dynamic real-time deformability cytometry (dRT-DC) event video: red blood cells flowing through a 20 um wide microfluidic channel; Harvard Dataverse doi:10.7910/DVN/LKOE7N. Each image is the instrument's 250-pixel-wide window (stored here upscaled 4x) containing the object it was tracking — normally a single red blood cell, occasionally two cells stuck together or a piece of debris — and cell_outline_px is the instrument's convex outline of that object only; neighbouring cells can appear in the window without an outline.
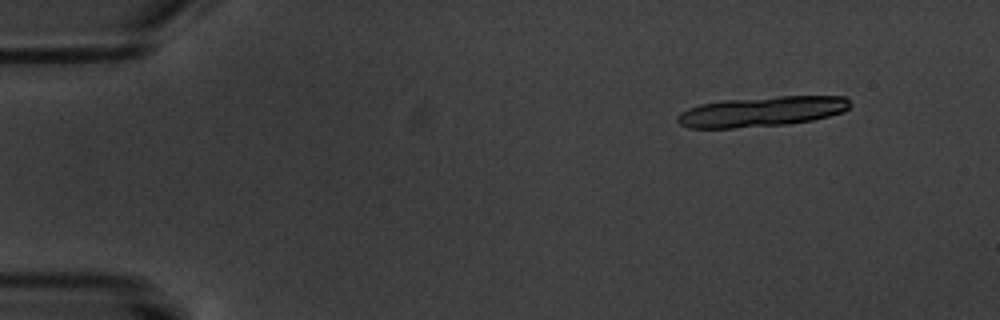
{"species": "common noctule bat (a hibernating species)", "species_latin": "Nyctalus noctula", "temperature_condition": "warm", "stored_images_in_passage": 6, "camera_frame_rate_fps": 3000, "um_per_image_px": 0.085, "animal": {"sex": "male", "body_mass_g": 20.1, "forearm_length_mm": 53.5}, "frame": {"image": 1, "passage_image": 1, "time_ms": 0.0, "image_size_px": [1000, 320], "cell_outline_px": [[852, 104], [844, 112], [812, 120], [788, 124], [732, 128], [688, 128], [680, 124], [676, 120], [676, 116], [680, 112], [688, 108], [700, 104], [720, 100], [780, 96], [844, 96]], "centroid_in_image_um": [64.72, 9.48], "position_along_channel_um": 20.3, "area_um2": 30.46}}
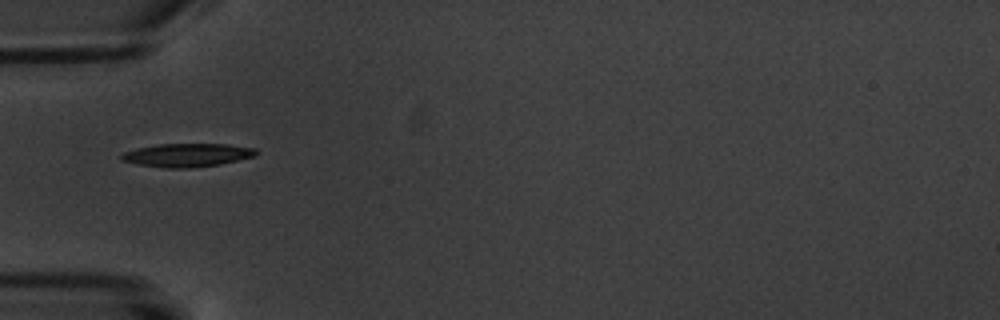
{"frame": {"image": 2, "passage_image": 4, "time_ms": 4.667, "image_size_px": [1000, 320], "cell_outline_px": [[260, 152], [256, 156], [220, 164], [188, 168], [164, 168], [140, 164], [120, 160], [120, 156], [124, 152], [136, 148], [160, 144], [224, 144], [256, 148]], "centroid_in_image_um": [15.94, 13.18], "position_along_channel_um": 69.1, "area_um2": 18.32}}